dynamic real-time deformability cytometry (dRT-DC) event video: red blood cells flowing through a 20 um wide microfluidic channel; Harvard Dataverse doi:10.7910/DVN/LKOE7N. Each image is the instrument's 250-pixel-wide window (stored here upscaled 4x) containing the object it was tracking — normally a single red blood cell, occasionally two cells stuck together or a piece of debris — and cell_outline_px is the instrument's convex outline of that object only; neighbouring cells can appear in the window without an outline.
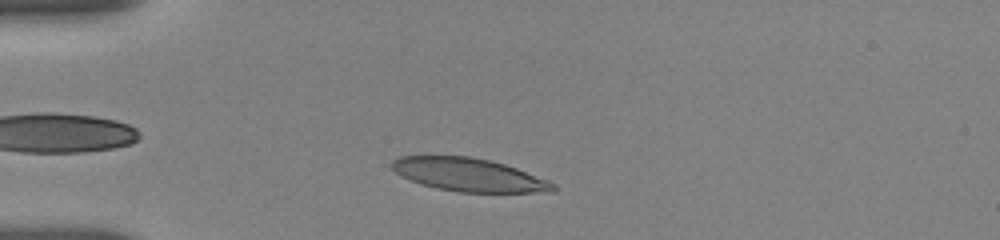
{"species": "human", "species_latin": "Homo sapiens", "temperature_condition": "room temperature", "stored_images_in_passage": 42, "camera_frame_rate_fps": 3000, "um_per_image_px": 0.085, "donor": {"sex": "female"}, "frame": {"image": 1, "passage_image": 6, "time_ms": 1.667, "image_size_px": [1000, 240], "cell_outline_px": [[556, 192], [460, 192], [436, 188], [420, 184], [400, 176], [392, 168], [392, 160], [400, 156], [472, 156], [504, 164], [516, 168], [556, 184]], "centroid_in_image_um": [39.83, 14.86], "position_along_channel_um": 45.2, "area_um2": 31.04}}
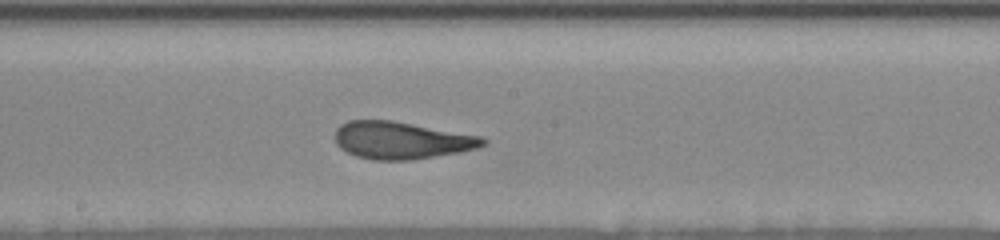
{"frame": {"image": 2, "passage_image": 22, "time_ms": 7.0, "image_size_px": [1000, 240], "cell_outline_px": [[488, 140], [484, 144], [476, 148], [460, 152], [408, 160], [372, 160], [356, 156], [340, 148], [336, 144], [336, 128], [340, 124], [348, 120], [392, 120], [480, 136]], "centroid_in_image_um": [34.08, 11.92], "position_along_channel_um": 214.1, "area_um2": 31.96}}
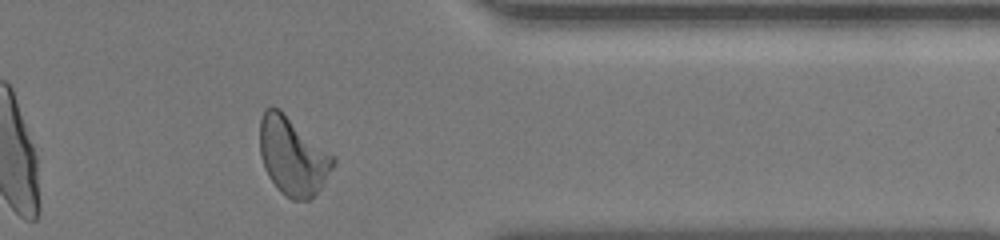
{"frame": {"image": 3, "passage_image": 37, "time_ms": 12.0, "image_size_px": [1000, 240], "cell_outline_px": [[336, 160], [324, 184], [308, 200], [292, 200], [284, 196], [276, 188], [268, 176], [264, 168], [260, 156], [260, 120], [264, 108], [280, 108], [336, 156]], "centroid_in_image_um": [24.88, 13.26], "position_along_channel_um": 386.5, "area_um2": 33.76}, "authors_computed_cell_mechanics": {"area_um2": 31.9923, "velocity_mm_per_s": 3.6388, "shape_relaxation_time_tau1_ms": 5.6774, "shape_relaxation_time_tau2_ms": 1.1873, "deformation_change_tau1": 0.2016, "deformation_change_tau2": 0.0907}}